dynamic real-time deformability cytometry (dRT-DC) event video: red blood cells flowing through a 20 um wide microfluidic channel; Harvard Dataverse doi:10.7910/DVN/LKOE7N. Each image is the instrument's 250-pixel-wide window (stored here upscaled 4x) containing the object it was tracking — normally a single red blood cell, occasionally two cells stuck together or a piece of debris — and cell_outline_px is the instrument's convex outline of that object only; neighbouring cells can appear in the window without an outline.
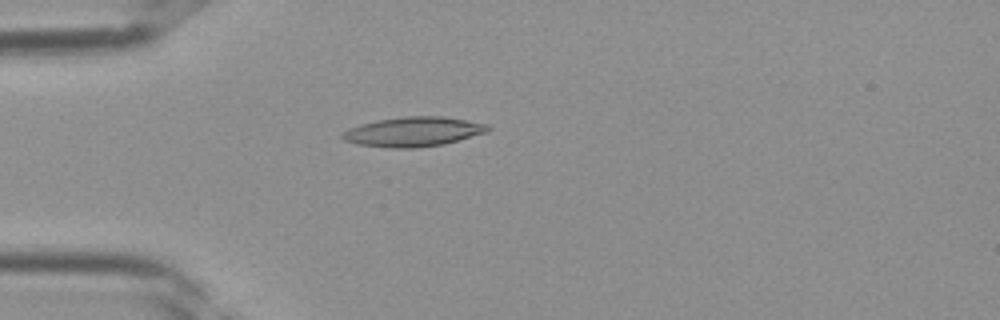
{"species": "Egyptian fruit bat (a non-hibernating species)", "species_latin": "Rousettus aegyptiacus", "temperature_condition": "room temperature", "stored_images_in_passage": 37, "camera_frame_rate_fps": 3000, "um_per_image_px": 0.085, "frame": {"image": 1, "passage_image": 10, "time_ms": 3.0, "image_size_px": [1000, 320], "cell_outline_px": [[492, 128], [488, 132], [444, 144], [416, 148], [392, 148], [356, 144], [344, 140], [340, 136], [348, 128], [376, 120], [404, 116], [440, 116], [488, 124]], "centroid_in_image_um": [35.13, 11.2], "position_along_channel_um": 49.9, "area_um2": 25.09}}
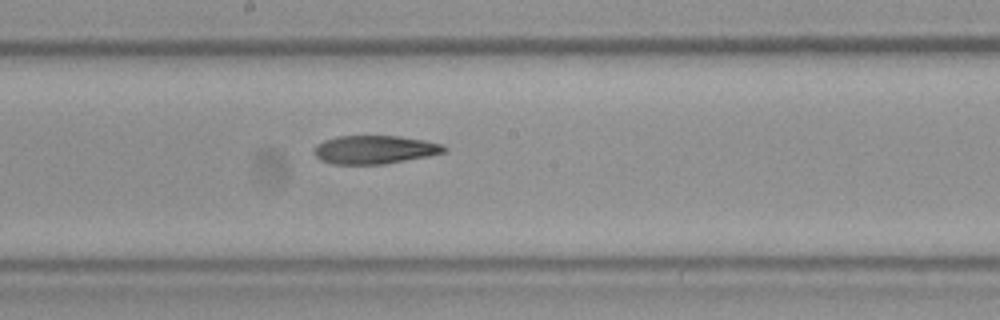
{"frame": {"image": 2, "passage_image": 20, "time_ms": 6.333, "image_size_px": [1000, 320], "cell_outline_px": [[448, 148], [444, 152], [428, 156], [384, 164], [332, 164], [320, 160], [312, 152], [316, 144], [324, 140], [336, 136], [400, 136], [424, 140], [440, 144]], "centroid_in_image_um": [31.79, 12.72], "position_along_channel_um": 216.4, "area_um2": 21.56}}
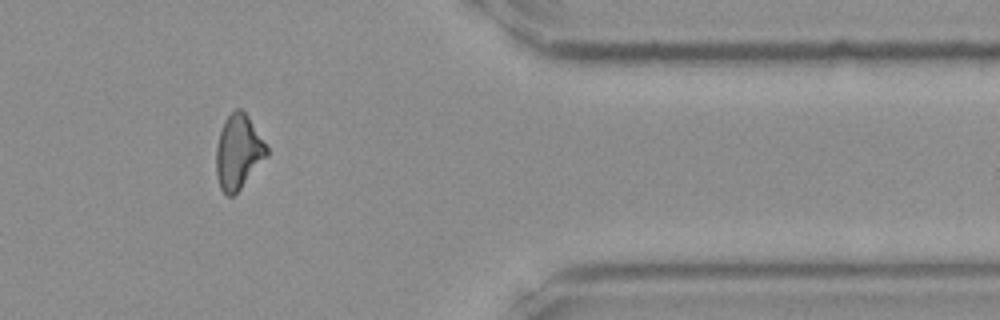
{"frame": {"image": 3, "passage_image": 31, "time_ms": 10.0, "image_size_px": [1000, 320], "cell_outline_px": [[268, 156], [240, 188], [232, 196], [228, 196], [220, 188], [216, 176], [216, 148], [220, 132], [224, 120], [236, 108], [240, 108], [248, 116], [268, 148]], "centroid_in_image_um": [20.25, 12.91], "position_along_channel_um": 391.2, "area_um2": 21.68}}